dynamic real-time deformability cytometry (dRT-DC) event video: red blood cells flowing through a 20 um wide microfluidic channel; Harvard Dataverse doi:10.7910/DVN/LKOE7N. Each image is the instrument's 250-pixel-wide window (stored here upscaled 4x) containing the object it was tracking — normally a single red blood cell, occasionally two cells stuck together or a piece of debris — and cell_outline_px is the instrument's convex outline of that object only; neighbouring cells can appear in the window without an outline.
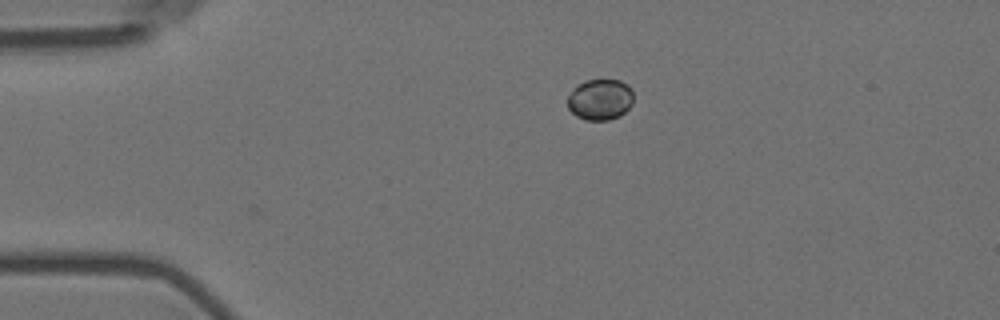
{"species": "Egyptian fruit bat (a non-hibernating species)", "species_latin": "Rousettus aegyptiacus", "temperature_condition": "room temperature", "stored_images_in_passage": 3, "camera_frame_rate_fps": 3000, "um_per_image_px": 0.085, "animal": {"sex": "female"}, "frame": {"image": 1, "passage_image": 3, "time_ms": 0.667, "image_size_px": [1000, 320], "cell_outline_px": [[632, 104], [620, 116], [608, 120], [584, 120], [576, 116], [568, 108], [568, 96], [572, 88], [576, 84], [584, 80], [620, 80], [628, 84], [632, 88]], "centroid_in_image_um": [50.99, 8.45], "position_along_channel_um": 34.0, "area_um2": 15.95}}